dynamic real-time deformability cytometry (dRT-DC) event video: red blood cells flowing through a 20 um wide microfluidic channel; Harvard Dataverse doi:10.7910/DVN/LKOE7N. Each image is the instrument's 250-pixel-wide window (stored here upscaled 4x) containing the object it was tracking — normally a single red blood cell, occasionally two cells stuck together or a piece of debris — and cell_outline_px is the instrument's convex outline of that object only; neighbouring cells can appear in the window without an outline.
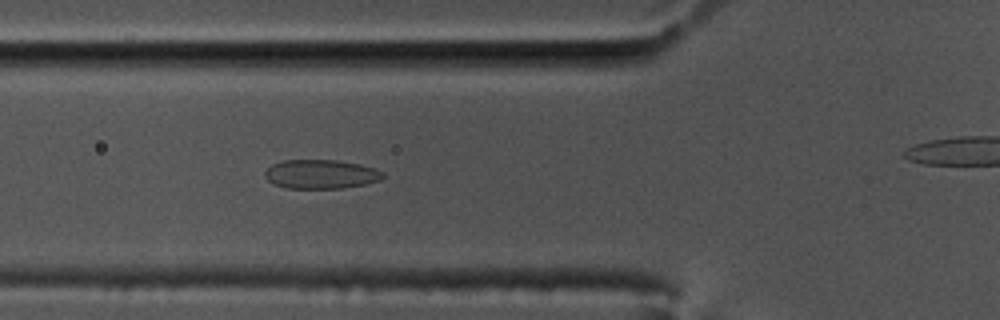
{"species": "common noctule bat (a hibernating species)", "species_latin": "Nyctalus noctula", "temperature_condition": "cold", "stored_images_in_passage": 28, "camera_frame_rate_fps": 3000, "um_per_image_px": 0.085, "animal": {"sex": "male", "body_mass_g": 17.5, "forearm_length_mm": 52.3}, "frame": {"image": 1, "passage_image": 20, "time_ms": 6.333, "image_size_px": [1000, 320], "cell_outline_px": [[384, 176], [380, 180], [364, 184], [340, 188], [288, 188], [272, 184], [264, 176], [264, 172], [272, 164], [284, 160], [336, 160], [360, 164], [384, 172]], "centroid_in_image_um": [27.24, 14.8], "position_along_channel_um": 98.6, "area_um2": 19.88}}
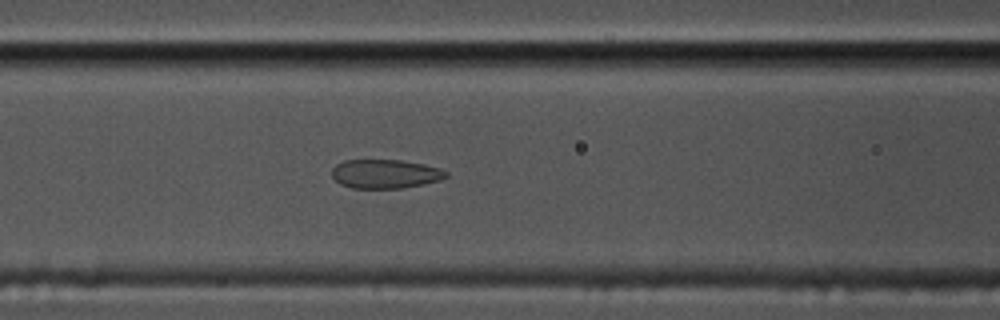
{"frame": {"image": 2, "passage_image": 23, "time_ms": 7.333, "image_size_px": [1000, 320], "cell_outline_px": [[448, 176], [440, 180], [424, 184], [404, 188], [352, 188], [340, 184], [332, 176], [332, 168], [336, 164], [344, 160], [400, 160], [424, 164], [440, 168], [448, 172]], "centroid_in_image_um": [32.75, 14.78], "position_along_channel_um": 133.8, "area_um2": 19.36}}